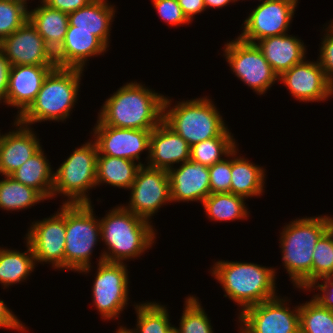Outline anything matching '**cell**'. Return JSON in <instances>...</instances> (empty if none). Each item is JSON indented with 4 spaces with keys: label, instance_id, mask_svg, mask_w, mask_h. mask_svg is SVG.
<instances>
[{
    "label": "cell",
    "instance_id": "obj_7",
    "mask_svg": "<svg viewBox=\"0 0 333 333\" xmlns=\"http://www.w3.org/2000/svg\"><path fill=\"white\" fill-rule=\"evenodd\" d=\"M93 213L92 203H66L64 269L85 274L91 270L93 247L101 239L100 222Z\"/></svg>",
    "mask_w": 333,
    "mask_h": 333
},
{
    "label": "cell",
    "instance_id": "obj_35",
    "mask_svg": "<svg viewBox=\"0 0 333 333\" xmlns=\"http://www.w3.org/2000/svg\"><path fill=\"white\" fill-rule=\"evenodd\" d=\"M180 319V327H174L177 333H213L208 314L196 296H188Z\"/></svg>",
    "mask_w": 333,
    "mask_h": 333
},
{
    "label": "cell",
    "instance_id": "obj_29",
    "mask_svg": "<svg viewBox=\"0 0 333 333\" xmlns=\"http://www.w3.org/2000/svg\"><path fill=\"white\" fill-rule=\"evenodd\" d=\"M26 243L27 251L23 253L0 248V284L3 288L24 281L36 267L32 248Z\"/></svg>",
    "mask_w": 333,
    "mask_h": 333
},
{
    "label": "cell",
    "instance_id": "obj_37",
    "mask_svg": "<svg viewBox=\"0 0 333 333\" xmlns=\"http://www.w3.org/2000/svg\"><path fill=\"white\" fill-rule=\"evenodd\" d=\"M312 257V283L333 276V240L327 232L317 241Z\"/></svg>",
    "mask_w": 333,
    "mask_h": 333
},
{
    "label": "cell",
    "instance_id": "obj_18",
    "mask_svg": "<svg viewBox=\"0 0 333 333\" xmlns=\"http://www.w3.org/2000/svg\"><path fill=\"white\" fill-rule=\"evenodd\" d=\"M55 67L56 65L12 66L6 104L19 109L16 119L35 101L45 77Z\"/></svg>",
    "mask_w": 333,
    "mask_h": 333
},
{
    "label": "cell",
    "instance_id": "obj_27",
    "mask_svg": "<svg viewBox=\"0 0 333 333\" xmlns=\"http://www.w3.org/2000/svg\"><path fill=\"white\" fill-rule=\"evenodd\" d=\"M42 148L9 176L37 190L45 199L53 198L54 171Z\"/></svg>",
    "mask_w": 333,
    "mask_h": 333
},
{
    "label": "cell",
    "instance_id": "obj_39",
    "mask_svg": "<svg viewBox=\"0 0 333 333\" xmlns=\"http://www.w3.org/2000/svg\"><path fill=\"white\" fill-rule=\"evenodd\" d=\"M323 36L322 45L320 46L319 64L325 75L330 80L329 96L333 94V20L326 28Z\"/></svg>",
    "mask_w": 333,
    "mask_h": 333
},
{
    "label": "cell",
    "instance_id": "obj_15",
    "mask_svg": "<svg viewBox=\"0 0 333 333\" xmlns=\"http://www.w3.org/2000/svg\"><path fill=\"white\" fill-rule=\"evenodd\" d=\"M152 130L115 128L103 125L97 120L93 128L94 141L101 155L124 158L140 162L144 150L150 154V136Z\"/></svg>",
    "mask_w": 333,
    "mask_h": 333
},
{
    "label": "cell",
    "instance_id": "obj_20",
    "mask_svg": "<svg viewBox=\"0 0 333 333\" xmlns=\"http://www.w3.org/2000/svg\"><path fill=\"white\" fill-rule=\"evenodd\" d=\"M14 121L16 131L0 134V174L4 176L12 174L42 148L33 128Z\"/></svg>",
    "mask_w": 333,
    "mask_h": 333
},
{
    "label": "cell",
    "instance_id": "obj_48",
    "mask_svg": "<svg viewBox=\"0 0 333 333\" xmlns=\"http://www.w3.org/2000/svg\"><path fill=\"white\" fill-rule=\"evenodd\" d=\"M12 1L17 2V3L21 4V5H23L26 9H28L27 8V0H12ZM44 1L45 0H41V4L44 3Z\"/></svg>",
    "mask_w": 333,
    "mask_h": 333
},
{
    "label": "cell",
    "instance_id": "obj_17",
    "mask_svg": "<svg viewBox=\"0 0 333 333\" xmlns=\"http://www.w3.org/2000/svg\"><path fill=\"white\" fill-rule=\"evenodd\" d=\"M279 81H283L292 96L300 102L325 101L330 97V80L318 61L304 59L284 72Z\"/></svg>",
    "mask_w": 333,
    "mask_h": 333
},
{
    "label": "cell",
    "instance_id": "obj_4",
    "mask_svg": "<svg viewBox=\"0 0 333 333\" xmlns=\"http://www.w3.org/2000/svg\"><path fill=\"white\" fill-rule=\"evenodd\" d=\"M83 70L53 68L45 77L35 101L16 120L29 126L42 121H64L77 102Z\"/></svg>",
    "mask_w": 333,
    "mask_h": 333
},
{
    "label": "cell",
    "instance_id": "obj_31",
    "mask_svg": "<svg viewBox=\"0 0 333 333\" xmlns=\"http://www.w3.org/2000/svg\"><path fill=\"white\" fill-rule=\"evenodd\" d=\"M245 198L233 193H212L202 203L211 220L233 221L246 219L249 211L245 206Z\"/></svg>",
    "mask_w": 333,
    "mask_h": 333
},
{
    "label": "cell",
    "instance_id": "obj_34",
    "mask_svg": "<svg viewBox=\"0 0 333 333\" xmlns=\"http://www.w3.org/2000/svg\"><path fill=\"white\" fill-rule=\"evenodd\" d=\"M300 333H333V311L313 298L299 305Z\"/></svg>",
    "mask_w": 333,
    "mask_h": 333
},
{
    "label": "cell",
    "instance_id": "obj_5",
    "mask_svg": "<svg viewBox=\"0 0 333 333\" xmlns=\"http://www.w3.org/2000/svg\"><path fill=\"white\" fill-rule=\"evenodd\" d=\"M325 232V215L298 218L284 226L279 240L282 261L295 287L305 290L312 284L313 250Z\"/></svg>",
    "mask_w": 333,
    "mask_h": 333
},
{
    "label": "cell",
    "instance_id": "obj_8",
    "mask_svg": "<svg viewBox=\"0 0 333 333\" xmlns=\"http://www.w3.org/2000/svg\"><path fill=\"white\" fill-rule=\"evenodd\" d=\"M98 147L89 141L73 153L54 172L53 196L63 194V203H91L88 191L96 187Z\"/></svg>",
    "mask_w": 333,
    "mask_h": 333
},
{
    "label": "cell",
    "instance_id": "obj_10",
    "mask_svg": "<svg viewBox=\"0 0 333 333\" xmlns=\"http://www.w3.org/2000/svg\"><path fill=\"white\" fill-rule=\"evenodd\" d=\"M93 303L104 320L118 318L128 303V269L124 263L98 262Z\"/></svg>",
    "mask_w": 333,
    "mask_h": 333
},
{
    "label": "cell",
    "instance_id": "obj_12",
    "mask_svg": "<svg viewBox=\"0 0 333 333\" xmlns=\"http://www.w3.org/2000/svg\"><path fill=\"white\" fill-rule=\"evenodd\" d=\"M59 211L49 218L32 222L25 239L32 248L36 263L46 262L54 269L64 270L66 203Z\"/></svg>",
    "mask_w": 333,
    "mask_h": 333
},
{
    "label": "cell",
    "instance_id": "obj_32",
    "mask_svg": "<svg viewBox=\"0 0 333 333\" xmlns=\"http://www.w3.org/2000/svg\"><path fill=\"white\" fill-rule=\"evenodd\" d=\"M235 139L227 128L219 137L207 139L191 146L190 160L210 167L224 160L222 156L230 158V154L237 148Z\"/></svg>",
    "mask_w": 333,
    "mask_h": 333
},
{
    "label": "cell",
    "instance_id": "obj_23",
    "mask_svg": "<svg viewBox=\"0 0 333 333\" xmlns=\"http://www.w3.org/2000/svg\"><path fill=\"white\" fill-rule=\"evenodd\" d=\"M256 44L278 77L306 58L303 41L292 35L267 37Z\"/></svg>",
    "mask_w": 333,
    "mask_h": 333
},
{
    "label": "cell",
    "instance_id": "obj_46",
    "mask_svg": "<svg viewBox=\"0 0 333 333\" xmlns=\"http://www.w3.org/2000/svg\"><path fill=\"white\" fill-rule=\"evenodd\" d=\"M238 0H204L205 8L213 7V8H222L230 4V2H235Z\"/></svg>",
    "mask_w": 333,
    "mask_h": 333
},
{
    "label": "cell",
    "instance_id": "obj_11",
    "mask_svg": "<svg viewBox=\"0 0 333 333\" xmlns=\"http://www.w3.org/2000/svg\"><path fill=\"white\" fill-rule=\"evenodd\" d=\"M279 296L239 314L240 333H300L299 306L293 310Z\"/></svg>",
    "mask_w": 333,
    "mask_h": 333
},
{
    "label": "cell",
    "instance_id": "obj_13",
    "mask_svg": "<svg viewBox=\"0 0 333 333\" xmlns=\"http://www.w3.org/2000/svg\"><path fill=\"white\" fill-rule=\"evenodd\" d=\"M131 196L125 209L148 221L158 209L171 202L168 171L142 165L130 187Z\"/></svg>",
    "mask_w": 333,
    "mask_h": 333
},
{
    "label": "cell",
    "instance_id": "obj_40",
    "mask_svg": "<svg viewBox=\"0 0 333 333\" xmlns=\"http://www.w3.org/2000/svg\"><path fill=\"white\" fill-rule=\"evenodd\" d=\"M158 15L170 26L189 24L190 21L184 15L178 0H151Z\"/></svg>",
    "mask_w": 333,
    "mask_h": 333
},
{
    "label": "cell",
    "instance_id": "obj_1",
    "mask_svg": "<svg viewBox=\"0 0 333 333\" xmlns=\"http://www.w3.org/2000/svg\"><path fill=\"white\" fill-rule=\"evenodd\" d=\"M137 82L120 87L101 106L98 120L115 128L153 130L163 121L165 96Z\"/></svg>",
    "mask_w": 333,
    "mask_h": 333
},
{
    "label": "cell",
    "instance_id": "obj_42",
    "mask_svg": "<svg viewBox=\"0 0 333 333\" xmlns=\"http://www.w3.org/2000/svg\"><path fill=\"white\" fill-rule=\"evenodd\" d=\"M0 327L24 331L25 325L14 315L3 300H0Z\"/></svg>",
    "mask_w": 333,
    "mask_h": 333
},
{
    "label": "cell",
    "instance_id": "obj_38",
    "mask_svg": "<svg viewBox=\"0 0 333 333\" xmlns=\"http://www.w3.org/2000/svg\"><path fill=\"white\" fill-rule=\"evenodd\" d=\"M210 193H228L231 188V159H224L208 167Z\"/></svg>",
    "mask_w": 333,
    "mask_h": 333
},
{
    "label": "cell",
    "instance_id": "obj_50",
    "mask_svg": "<svg viewBox=\"0 0 333 333\" xmlns=\"http://www.w3.org/2000/svg\"><path fill=\"white\" fill-rule=\"evenodd\" d=\"M170 333H177V331L175 329H173Z\"/></svg>",
    "mask_w": 333,
    "mask_h": 333
},
{
    "label": "cell",
    "instance_id": "obj_36",
    "mask_svg": "<svg viewBox=\"0 0 333 333\" xmlns=\"http://www.w3.org/2000/svg\"><path fill=\"white\" fill-rule=\"evenodd\" d=\"M29 20V10L12 0H0V42Z\"/></svg>",
    "mask_w": 333,
    "mask_h": 333
},
{
    "label": "cell",
    "instance_id": "obj_24",
    "mask_svg": "<svg viewBox=\"0 0 333 333\" xmlns=\"http://www.w3.org/2000/svg\"><path fill=\"white\" fill-rule=\"evenodd\" d=\"M107 2V0H93L88 5L68 13V20L69 26H74V30L90 31L109 47L110 25L116 11Z\"/></svg>",
    "mask_w": 333,
    "mask_h": 333
},
{
    "label": "cell",
    "instance_id": "obj_41",
    "mask_svg": "<svg viewBox=\"0 0 333 333\" xmlns=\"http://www.w3.org/2000/svg\"><path fill=\"white\" fill-rule=\"evenodd\" d=\"M318 280H323V283H319ZM318 280L308 286L307 290L314 289L313 287L319 289L322 293L313 295V299L321 306L333 311V276L321 277Z\"/></svg>",
    "mask_w": 333,
    "mask_h": 333
},
{
    "label": "cell",
    "instance_id": "obj_6",
    "mask_svg": "<svg viewBox=\"0 0 333 333\" xmlns=\"http://www.w3.org/2000/svg\"><path fill=\"white\" fill-rule=\"evenodd\" d=\"M210 100L207 97H201L182 101L171 107V100L165 97L163 122L190 146L219 137L228 127L213 101Z\"/></svg>",
    "mask_w": 333,
    "mask_h": 333
},
{
    "label": "cell",
    "instance_id": "obj_16",
    "mask_svg": "<svg viewBox=\"0 0 333 333\" xmlns=\"http://www.w3.org/2000/svg\"><path fill=\"white\" fill-rule=\"evenodd\" d=\"M0 50L12 66L56 65L54 53L29 20L0 42Z\"/></svg>",
    "mask_w": 333,
    "mask_h": 333
},
{
    "label": "cell",
    "instance_id": "obj_19",
    "mask_svg": "<svg viewBox=\"0 0 333 333\" xmlns=\"http://www.w3.org/2000/svg\"><path fill=\"white\" fill-rule=\"evenodd\" d=\"M171 202L203 201L210 193L208 167L189 160L168 170Z\"/></svg>",
    "mask_w": 333,
    "mask_h": 333
},
{
    "label": "cell",
    "instance_id": "obj_2",
    "mask_svg": "<svg viewBox=\"0 0 333 333\" xmlns=\"http://www.w3.org/2000/svg\"><path fill=\"white\" fill-rule=\"evenodd\" d=\"M99 222L107 251L101 253L98 262L123 263V260L140 257L155 242L151 223L122 205L109 210Z\"/></svg>",
    "mask_w": 333,
    "mask_h": 333
},
{
    "label": "cell",
    "instance_id": "obj_26",
    "mask_svg": "<svg viewBox=\"0 0 333 333\" xmlns=\"http://www.w3.org/2000/svg\"><path fill=\"white\" fill-rule=\"evenodd\" d=\"M237 150L238 149H235L230 154V157L232 158L230 193L246 199L262 195L265 186V170L262 167L255 165L253 162L251 163L249 160L243 157L241 158L240 155L239 157L236 156Z\"/></svg>",
    "mask_w": 333,
    "mask_h": 333
},
{
    "label": "cell",
    "instance_id": "obj_3",
    "mask_svg": "<svg viewBox=\"0 0 333 333\" xmlns=\"http://www.w3.org/2000/svg\"><path fill=\"white\" fill-rule=\"evenodd\" d=\"M229 297L241 306V312L276 296L275 268H266L255 263L218 261L211 268Z\"/></svg>",
    "mask_w": 333,
    "mask_h": 333
},
{
    "label": "cell",
    "instance_id": "obj_45",
    "mask_svg": "<svg viewBox=\"0 0 333 333\" xmlns=\"http://www.w3.org/2000/svg\"><path fill=\"white\" fill-rule=\"evenodd\" d=\"M178 3L190 22L197 13L199 14L206 9L204 0H178Z\"/></svg>",
    "mask_w": 333,
    "mask_h": 333
},
{
    "label": "cell",
    "instance_id": "obj_49",
    "mask_svg": "<svg viewBox=\"0 0 333 333\" xmlns=\"http://www.w3.org/2000/svg\"><path fill=\"white\" fill-rule=\"evenodd\" d=\"M116 333H123V332L121 331V329H118Z\"/></svg>",
    "mask_w": 333,
    "mask_h": 333
},
{
    "label": "cell",
    "instance_id": "obj_44",
    "mask_svg": "<svg viewBox=\"0 0 333 333\" xmlns=\"http://www.w3.org/2000/svg\"><path fill=\"white\" fill-rule=\"evenodd\" d=\"M12 65L5 56V54L0 50V102L6 104L8 81L10 76Z\"/></svg>",
    "mask_w": 333,
    "mask_h": 333
},
{
    "label": "cell",
    "instance_id": "obj_47",
    "mask_svg": "<svg viewBox=\"0 0 333 333\" xmlns=\"http://www.w3.org/2000/svg\"><path fill=\"white\" fill-rule=\"evenodd\" d=\"M326 232L333 240V218L325 215Z\"/></svg>",
    "mask_w": 333,
    "mask_h": 333
},
{
    "label": "cell",
    "instance_id": "obj_14",
    "mask_svg": "<svg viewBox=\"0 0 333 333\" xmlns=\"http://www.w3.org/2000/svg\"><path fill=\"white\" fill-rule=\"evenodd\" d=\"M297 3L298 0H262L245 19L244 30L238 37L256 44L267 37L287 34Z\"/></svg>",
    "mask_w": 333,
    "mask_h": 333
},
{
    "label": "cell",
    "instance_id": "obj_9",
    "mask_svg": "<svg viewBox=\"0 0 333 333\" xmlns=\"http://www.w3.org/2000/svg\"><path fill=\"white\" fill-rule=\"evenodd\" d=\"M223 51L233 73L256 94L266 93L279 80L257 44L237 37L227 42Z\"/></svg>",
    "mask_w": 333,
    "mask_h": 333
},
{
    "label": "cell",
    "instance_id": "obj_25",
    "mask_svg": "<svg viewBox=\"0 0 333 333\" xmlns=\"http://www.w3.org/2000/svg\"><path fill=\"white\" fill-rule=\"evenodd\" d=\"M29 21L43 37L46 45L55 53L63 44L69 26L68 13L46 4L29 11Z\"/></svg>",
    "mask_w": 333,
    "mask_h": 333
},
{
    "label": "cell",
    "instance_id": "obj_21",
    "mask_svg": "<svg viewBox=\"0 0 333 333\" xmlns=\"http://www.w3.org/2000/svg\"><path fill=\"white\" fill-rule=\"evenodd\" d=\"M191 146L163 121L151 131L149 167L169 170L190 160Z\"/></svg>",
    "mask_w": 333,
    "mask_h": 333
},
{
    "label": "cell",
    "instance_id": "obj_22",
    "mask_svg": "<svg viewBox=\"0 0 333 333\" xmlns=\"http://www.w3.org/2000/svg\"><path fill=\"white\" fill-rule=\"evenodd\" d=\"M107 46L90 31L68 26L63 44L54 53L56 67L84 69L89 57L102 55Z\"/></svg>",
    "mask_w": 333,
    "mask_h": 333
},
{
    "label": "cell",
    "instance_id": "obj_28",
    "mask_svg": "<svg viewBox=\"0 0 333 333\" xmlns=\"http://www.w3.org/2000/svg\"><path fill=\"white\" fill-rule=\"evenodd\" d=\"M124 158L97 155L96 185L107 183L113 187L130 189L139 168L144 164H136Z\"/></svg>",
    "mask_w": 333,
    "mask_h": 333
},
{
    "label": "cell",
    "instance_id": "obj_43",
    "mask_svg": "<svg viewBox=\"0 0 333 333\" xmlns=\"http://www.w3.org/2000/svg\"><path fill=\"white\" fill-rule=\"evenodd\" d=\"M93 0H45L44 4L65 13H71L86 5Z\"/></svg>",
    "mask_w": 333,
    "mask_h": 333
},
{
    "label": "cell",
    "instance_id": "obj_30",
    "mask_svg": "<svg viewBox=\"0 0 333 333\" xmlns=\"http://www.w3.org/2000/svg\"><path fill=\"white\" fill-rule=\"evenodd\" d=\"M137 313L136 328L127 329L120 326L123 333H170L174 329L169 320L167 307L159 304L146 302L134 305Z\"/></svg>",
    "mask_w": 333,
    "mask_h": 333
},
{
    "label": "cell",
    "instance_id": "obj_33",
    "mask_svg": "<svg viewBox=\"0 0 333 333\" xmlns=\"http://www.w3.org/2000/svg\"><path fill=\"white\" fill-rule=\"evenodd\" d=\"M45 198L35 189L23 185L10 176L0 180V208L7 211L34 206Z\"/></svg>",
    "mask_w": 333,
    "mask_h": 333
}]
</instances>
